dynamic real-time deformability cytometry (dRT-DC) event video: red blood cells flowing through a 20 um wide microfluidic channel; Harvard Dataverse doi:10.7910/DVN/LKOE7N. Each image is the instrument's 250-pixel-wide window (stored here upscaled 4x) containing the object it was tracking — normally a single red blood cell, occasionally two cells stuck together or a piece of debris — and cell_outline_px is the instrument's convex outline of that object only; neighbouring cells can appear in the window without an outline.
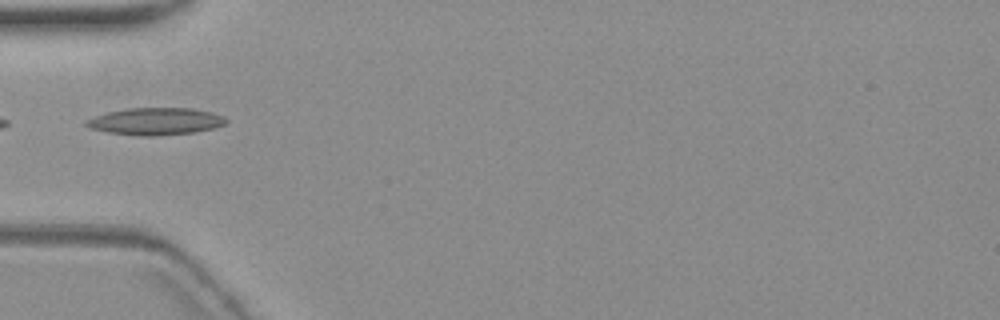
{"species": "common noctule bat (a hibernating species)", "species_latin": "Nyctalus noctula", "temperature_condition": "warm", "stored_images_in_passage": 11, "camera_frame_rate_fps": 3000, "um_per_image_px": 0.085, "animal": {"sex": "female", "body_mass_g": 19.3, "forearm_length_mm": 54.1}, "frame": {"image": 1, "passage_image": 5, "time_ms": 5.667, "image_size_px": [1000, 320], "cell_outline_px": [[228, 120], [224, 124], [212, 128], [196, 132], [156, 136], [140, 136], [108, 132], [88, 128], [84, 124], [84, 120], [108, 112], [124, 108], [192, 108], [212, 112], [224, 116]], "centroid_in_image_um": [13.21, 10.31], "position_along_channel_um": 71.8, "area_um2": 22.25}}
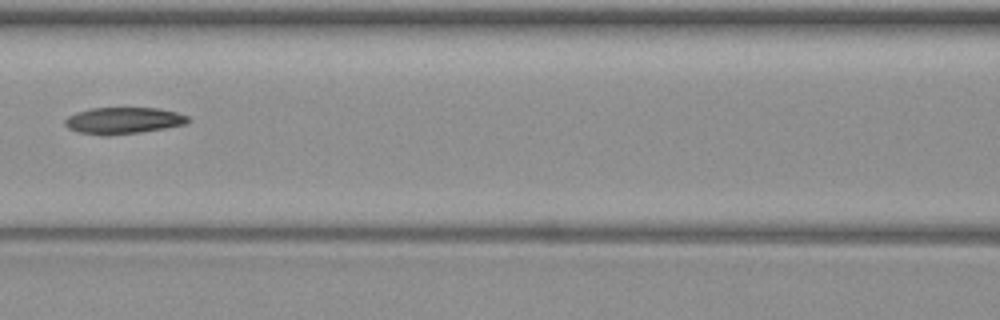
{"frame": {"image": 2, "passage_image": 7, "time_ms": 8.0, "image_size_px": [1000, 320], "cell_outline_px": [[188, 124], [140, 132], [104, 136], [80, 132], [68, 128], [64, 124], [64, 120], [68, 116], [76, 112], [92, 108], [156, 108], [176, 112], [188, 116]], "centroid_in_image_um": [10.46, 10.25], "position_along_channel_um": 156.1, "area_um2": 18.96}}
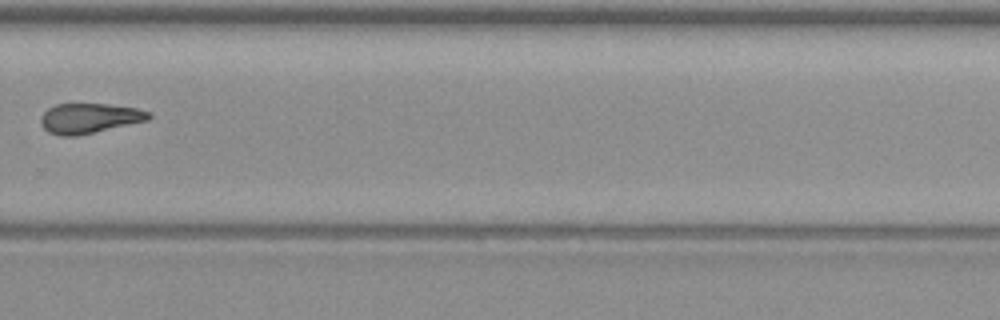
{"frame": {"image": 3, "passage_image": 11, "time_ms": 12.667, "image_size_px": [1000, 320], "cell_outline_px": [[152, 116], [148, 120], [76, 136], [60, 136], [48, 132], [40, 124], [40, 116], [48, 108], [56, 104], [108, 104], [136, 108], [148, 112]], "centroid_in_image_um": [7.55, 10.05], "position_along_channel_um": 322.3, "area_um2": 18.79}}